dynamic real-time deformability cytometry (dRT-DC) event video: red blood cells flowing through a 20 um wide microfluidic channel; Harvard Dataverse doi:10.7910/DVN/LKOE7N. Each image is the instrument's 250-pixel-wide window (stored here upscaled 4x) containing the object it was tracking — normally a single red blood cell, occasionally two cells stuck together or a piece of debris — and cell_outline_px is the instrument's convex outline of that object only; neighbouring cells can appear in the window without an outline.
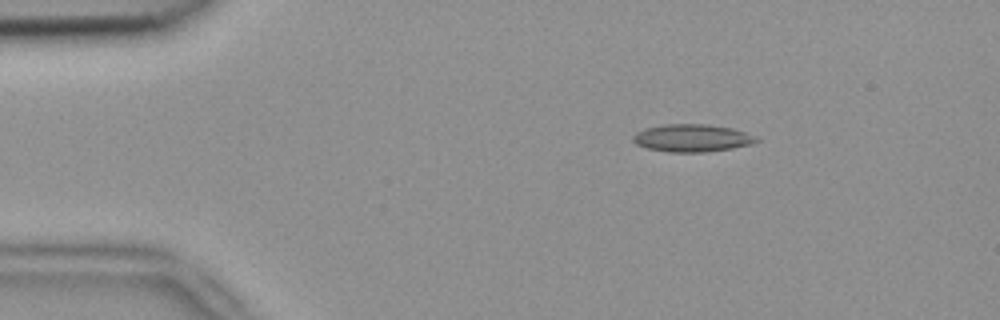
{"species": "common noctule bat (a hibernating species)", "species_latin": "Nyctalus noctula", "temperature_condition": "room temperature", "stored_images_in_passage": 3, "camera_frame_rate_fps": 3000, "um_per_image_px": 0.085, "animal": {"sex": "female", "body_mass_g": 18.4}, "frame": {"image": 1, "passage_image": 1, "time_ms": 0.0, "image_size_px": [1000, 320], "cell_outline_px": [[760, 140], [752, 144], [732, 148], [704, 152], [668, 152], [648, 148], [636, 144], [632, 140], [632, 136], [636, 132], [644, 128], [664, 124], [704, 124], [732, 128], [744, 132]], "centroid_in_image_um": [58.77, 11.73], "position_along_channel_um": 26.2, "area_um2": 19.71}}
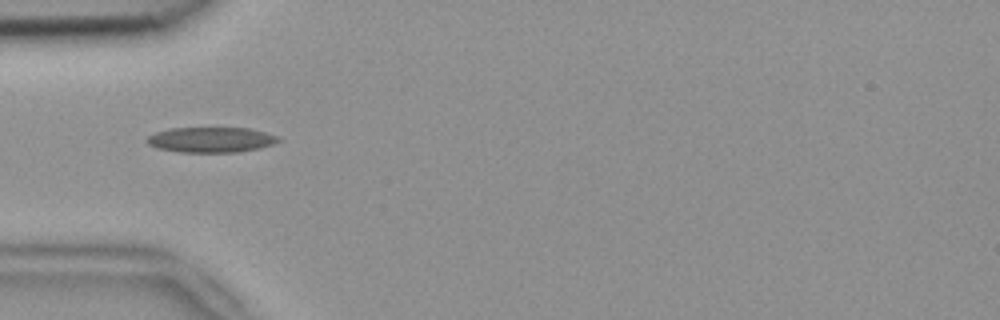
{"frame": {"image": 2, "passage_image": 3, "time_ms": 0.667, "image_size_px": [1000, 320], "cell_outline_px": [[280, 140], [272, 144], [256, 148], [236, 152], [180, 152], [156, 148], [148, 144], [144, 140], [148, 136], [156, 132], [172, 128], [248, 128], [264, 132], [276, 136]], "centroid_in_image_um": [17.86, 11.88], "position_along_channel_um": 67.1, "area_um2": 19.13}}